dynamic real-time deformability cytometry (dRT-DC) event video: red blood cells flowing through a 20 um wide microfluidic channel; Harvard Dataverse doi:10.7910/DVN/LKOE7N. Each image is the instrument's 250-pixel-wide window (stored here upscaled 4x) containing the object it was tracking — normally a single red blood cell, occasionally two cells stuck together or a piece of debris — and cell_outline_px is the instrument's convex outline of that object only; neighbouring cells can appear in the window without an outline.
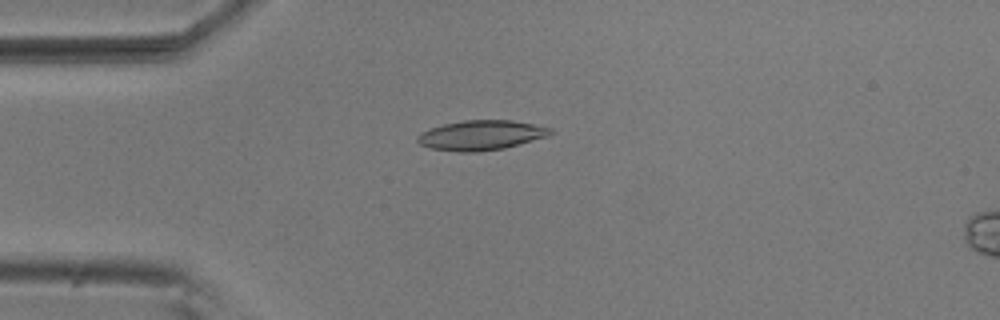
{"species": "common noctule bat (a hibernating species)", "species_latin": "Nyctalus noctula", "temperature_condition": "room temperature", "stored_images_in_passage": 5, "camera_frame_rate_fps": 3000, "um_per_image_px": 0.085, "animal": {"sex": "male", "body_mass_g": 20.5, "forearm_length_mm": 52.5}, "frame": {"image": 1, "passage_image": 4, "time_ms": 1.0, "image_size_px": [1000, 320], "cell_outline_px": [[552, 132], [548, 136], [520, 144], [504, 148], [476, 152], [460, 152], [432, 148], [420, 144], [416, 140], [416, 136], [420, 132], [444, 124], [464, 120], [512, 120], [552, 128]], "centroid_in_image_um": [40.88, 11.49], "position_along_channel_um": 44.1, "area_um2": 22.95}}